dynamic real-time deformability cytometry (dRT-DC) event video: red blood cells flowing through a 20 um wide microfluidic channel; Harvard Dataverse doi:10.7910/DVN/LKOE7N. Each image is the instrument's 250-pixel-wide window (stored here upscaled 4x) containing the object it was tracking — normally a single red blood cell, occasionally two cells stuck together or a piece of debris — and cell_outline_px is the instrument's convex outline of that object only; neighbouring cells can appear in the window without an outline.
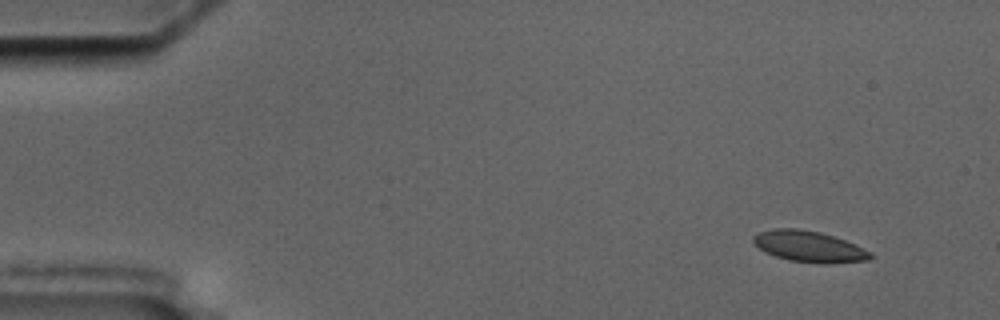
{"species": "common noctule bat (a hibernating species)", "species_latin": "Nyctalus noctula", "temperature_condition": "cold", "stored_images_in_passage": 9, "camera_frame_rate_fps": 3000, "um_per_image_px": 0.085, "animal": {"sex": "male", "body_mass_g": 17.5, "forearm_length_mm": 52.3}, "frame": {"image": 1, "passage_image": 1, "time_ms": 0.0, "image_size_px": [1000, 320], "cell_outline_px": [[872, 256], [868, 260], [824, 264], [788, 260], [764, 252], [752, 240], [752, 236], [760, 232], [772, 228], [800, 228], [820, 232], [856, 244], [872, 252]], "centroid_in_image_um": [68.77, 20.95], "position_along_channel_um": 16.2, "area_um2": 21.21}}
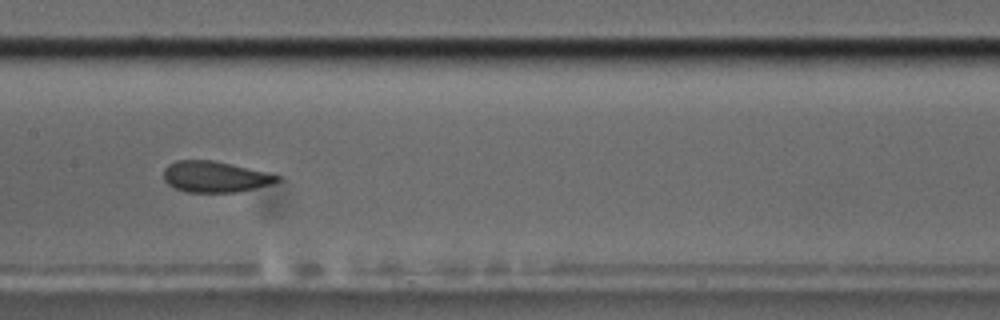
{"frame": {"image": 2, "passage_image": 8, "time_ms": 8.0, "image_size_px": [1000, 320], "cell_outline_px": [[280, 180], [272, 184], [256, 188], [236, 192], [184, 192], [168, 184], [164, 180], [164, 168], [168, 164], [176, 160], [212, 160], [264, 172], [280, 176]], "centroid_in_image_um": [18.24, 15.03], "position_along_channel_um": 189.2, "area_um2": 20.35}}
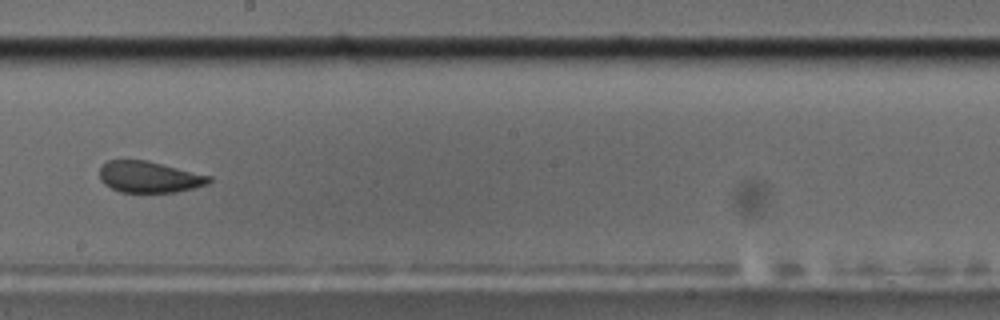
{"frame": {"image": 3, "passage_image": 9, "time_ms": 9.333, "image_size_px": [1000, 320], "cell_outline_px": [[212, 180], [208, 184], [176, 192], [120, 192], [104, 184], [100, 180], [100, 168], [108, 160], [148, 160], [212, 176]], "centroid_in_image_um": [12.7, 15.04], "position_along_channel_um": 235.5, "area_um2": 20.0}}